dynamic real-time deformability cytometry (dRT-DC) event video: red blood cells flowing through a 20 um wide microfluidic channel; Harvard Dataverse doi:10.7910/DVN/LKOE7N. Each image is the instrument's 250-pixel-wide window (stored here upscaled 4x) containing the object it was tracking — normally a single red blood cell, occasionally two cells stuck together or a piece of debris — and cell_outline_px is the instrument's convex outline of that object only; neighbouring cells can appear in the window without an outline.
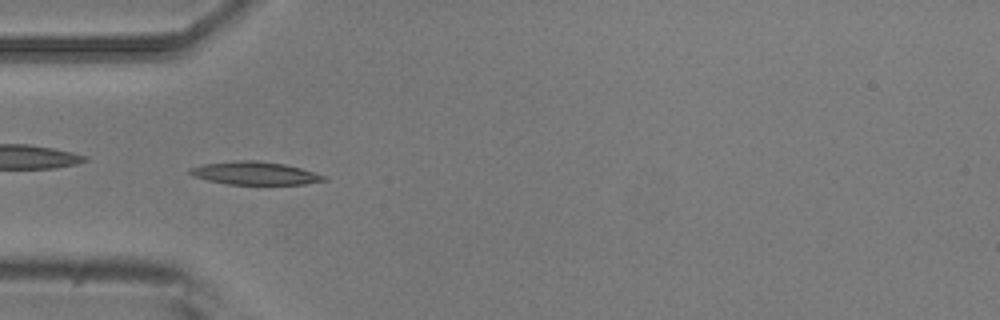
{"species": "common noctule bat (a hibernating species)", "species_latin": "Nyctalus noctula", "temperature_condition": "room temperature", "stored_images_in_passage": 53, "camera_frame_rate_fps": 3000, "um_per_image_px": 0.085, "animal": {"sex": "male", "body_mass_g": 20.5, "forearm_length_mm": 52.5}, "frame": {"image": 1, "passage_image": 16, "time_ms": 5.0, "image_size_px": [1000, 320], "cell_outline_px": [[328, 180], [304, 184], [228, 184], [208, 180], [192, 176], [188, 172], [188, 168], [204, 164], [236, 160], [256, 160], [284, 164], [300, 168], [328, 176]], "centroid_in_image_um": [21.67, 14.72], "position_along_channel_um": 63.3, "area_um2": 17.98}}
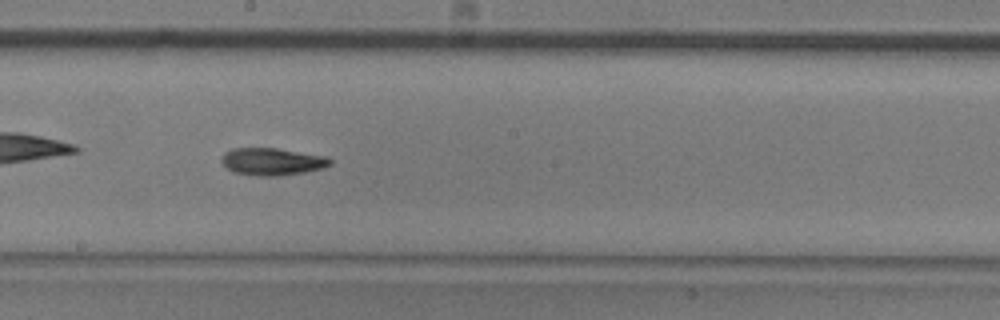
{"frame": {"image": 2, "passage_image": 29, "time_ms": 9.333, "image_size_px": [1000, 320], "cell_outline_px": [[332, 164], [324, 168], [304, 172], [276, 176], [256, 176], [236, 172], [228, 168], [220, 160], [224, 152], [232, 148], [276, 148], [324, 156], [332, 160]], "centroid_in_image_um": [23.13, 13.73], "position_along_channel_um": 225.1, "area_um2": 17.17}}
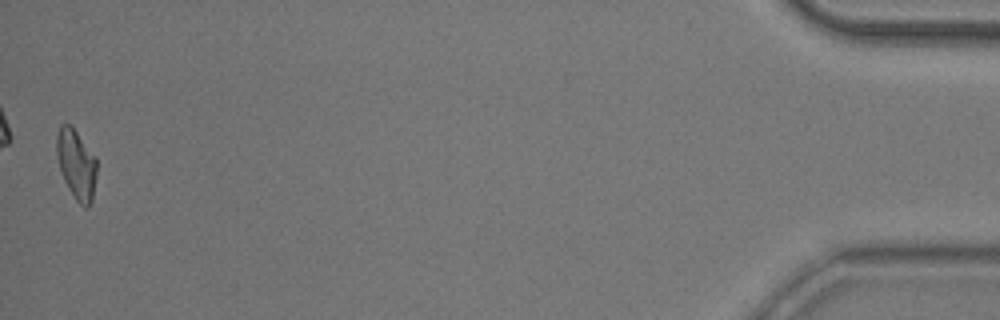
{"frame": {"image": 3, "passage_image": 53, "time_ms": 17.333, "image_size_px": [1000, 320], "cell_outline_px": [[96, 176], [92, 200], [88, 208], [84, 208], [76, 200], [68, 188], [64, 180], [60, 168], [56, 152], [56, 136], [60, 124], [68, 124], [76, 132], [96, 156]], "centroid_in_image_um": [6.49, 13.98], "position_along_channel_um": 428.7, "area_um2": 16.18}, "authors_computed_cell_mechanics": {"area_um2": 16.8198, "velocity_mm_per_s": 3.7331, "shape_relaxation_time_tau1_ms": 9.5184, "shape_relaxation_time_tau2_ms": 5.1787, "deformation_change_tau1": 0.2234, "deformation_change_tau2": 0.1163}}